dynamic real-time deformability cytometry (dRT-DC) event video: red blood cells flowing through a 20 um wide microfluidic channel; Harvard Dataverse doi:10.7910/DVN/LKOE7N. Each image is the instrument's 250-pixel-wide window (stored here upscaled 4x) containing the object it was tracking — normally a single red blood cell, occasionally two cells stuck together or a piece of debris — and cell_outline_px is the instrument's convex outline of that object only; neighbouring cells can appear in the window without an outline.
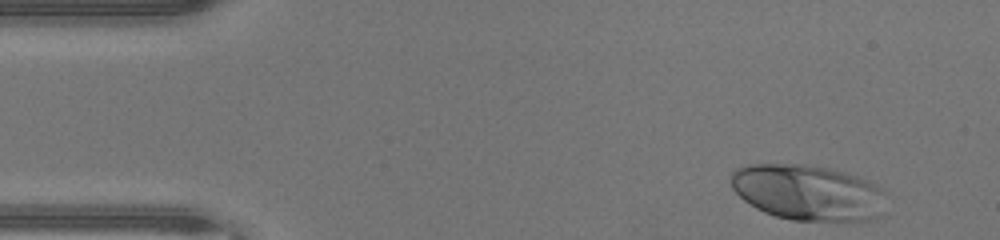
{"species": "human", "species_latin": "Homo sapiens", "temperature_condition": "warm", "stored_images_in_passage": 37, "camera_frame_rate_fps": 3000, "um_per_image_px": 0.085, "donor": {"sex": "male"}, "frame": {"image": 1, "passage_image": 1, "time_ms": 0.0, "image_size_px": [1000, 240], "cell_outline_px": [[884, 192], [880, 216], [868, 220], [792, 220], [776, 216], [764, 212], [756, 208], [744, 200], [732, 188], [732, 172], [736, 168], [748, 164], [804, 164], [828, 168], [844, 172], [868, 180], [876, 184]], "centroid_in_image_um": [68.64, 16.35], "position_along_channel_um": 16.4, "area_um2": 50.0}}
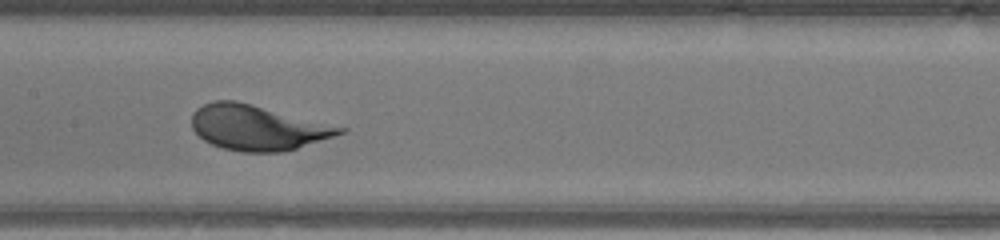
{"frame": {"image": 2, "passage_image": 19, "time_ms": 6.0, "image_size_px": [1000, 240], "cell_outline_px": [[348, 128], [344, 132], [296, 148], [280, 152], [240, 152], [220, 148], [204, 140], [192, 128], [192, 112], [196, 108], [212, 100], [236, 100]], "centroid_in_image_um": [21.83, 10.84], "position_along_channel_um": 185.6, "area_um2": 38.73}}
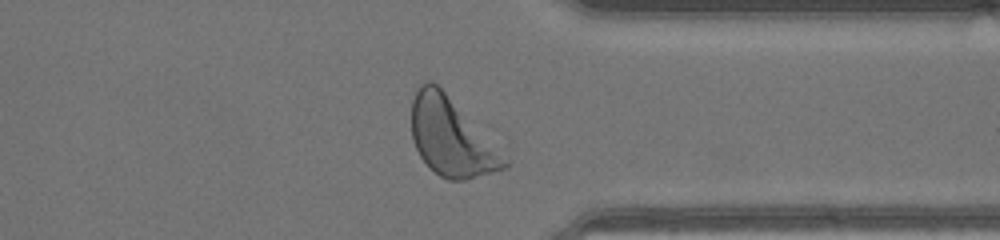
{"frame": {"image": 3, "passage_image": 32, "time_ms": 10.333, "image_size_px": [1000, 240], "cell_outline_px": [[508, 168], [464, 180], [448, 180], [440, 176], [420, 156], [412, 140], [412, 100], [420, 84], [424, 80], [432, 80], [508, 140]], "centroid_in_image_um": [38.63, 11.58], "position_along_channel_um": 372.8, "area_um2": 46.24}}